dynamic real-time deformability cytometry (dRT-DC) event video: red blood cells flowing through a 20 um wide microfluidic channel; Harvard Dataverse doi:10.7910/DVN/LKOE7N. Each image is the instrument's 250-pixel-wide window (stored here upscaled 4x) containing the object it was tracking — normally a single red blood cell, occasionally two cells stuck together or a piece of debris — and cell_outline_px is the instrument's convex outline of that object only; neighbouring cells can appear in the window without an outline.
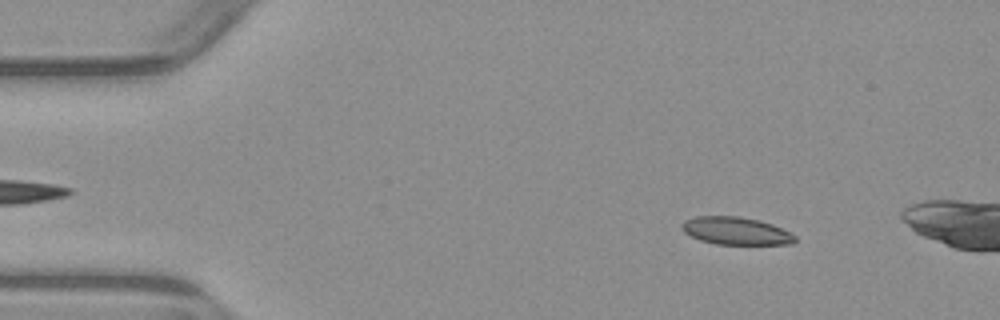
{"species": "common noctule bat (a hibernating species)", "species_latin": "Nyctalus noctula", "temperature_condition": "warm", "stored_images_in_passage": 4, "camera_frame_rate_fps": 3000, "um_per_image_px": 0.085, "animal": {"sex": "male", "body_mass_g": 23.1, "forearm_length_mm": 52.7}, "frame": {"image": 1, "passage_image": 1, "time_ms": 0.0, "image_size_px": [1000, 320], "cell_outline_px": [[796, 240], [792, 244], [716, 244], [700, 240], [684, 232], [680, 228], [680, 224], [684, 220], [696, 216], [740, 216], [760, 220], [772, 224], [796, 236]], "centroid_in_image_um": [62.52, 19.61], "position_along_channel_um": 22.5, "area_um2": 18.26}}